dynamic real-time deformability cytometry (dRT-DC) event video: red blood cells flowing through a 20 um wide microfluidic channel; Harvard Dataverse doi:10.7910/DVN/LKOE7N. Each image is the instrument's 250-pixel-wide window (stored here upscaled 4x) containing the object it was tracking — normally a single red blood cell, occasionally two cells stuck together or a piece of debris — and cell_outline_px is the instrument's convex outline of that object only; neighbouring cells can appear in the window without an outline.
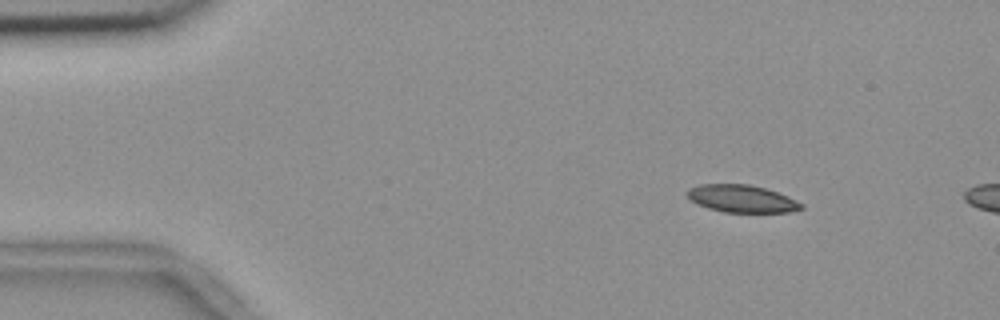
{"species": "common noctule bat (a hibernating species)", "species_latin": "Nyctalus noctula", "temperature_condition": "room temperature", "stored_images_in_passage": 3, "camera_frame_rate_fps": 3000, "um_per_image_px": 0.085, "animal": {"sex": "female", "body_mass_g": 18.4}, "frame": {"image": 1, "passage_image": 1, "time_ms": 0.0, "image_size_px": [1000, 320], "cell_outline_px": [[804, 208], [792, 212], [724, 212], [708, 208], [696, 204], [684, 192], [688, 188], [700, 184], [748, 184], [764, 188], [788, 196], [804, 204]], "centroid_in_image_um": [63.04, 16.89], "position_along_channel_um": 22.0, "area_um2": 18.32}}